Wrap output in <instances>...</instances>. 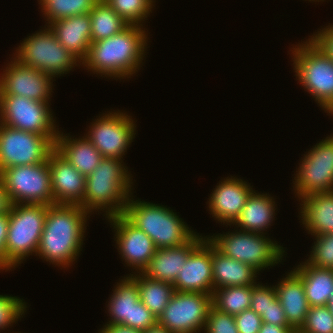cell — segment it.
<instances>
[{"mask_svg":"<svg viewBox=\"0 0 333 333\" xmlns=\"http://www.w3.org/2000/svg\"><path fill=\"white\" fill-rule=\"evenodd\" d=\"M87 215L80 205H48L36 255L55 266H71L82 250Z\"/></svg>","mask_w":333,"mask_h":333,"instance_id":"1","label":"cell"},{"mask_svg":"<svg viewBox=\"0 0 333 333\" xmlns=\"http://www.w3.org/2000/svg\"><path fill=\"white\" fill-rule=\"evenodd\" d=\"M142 28L128 25L114 36L92 42L81 64L97 75L130 78L140 69L146 53L148 35Z\"/></svg>","mask_w":333,"mask_h":333,"instance_id":"2","label":"cell"},{"mask_svg":"<svg viewBox=\"0 0 333 333\" xmlns=\"http://www.w3.org/2000/svg\"><path fill=\"white\" fill-rule=\"evenodd\" d=\"M122 162L117 158L103 157L86 176L85 195L80 206L89 214L99 209L106 212V218L124 213L132 195L133 182Z\"/></svg>","mask_w":333,"mask_h":333,"instance_id":"3","label":"cell"},{"mask_svg":"<svg viewBox=\"0 0 333 333\" xmlns=\"http://www.w3.org/2000/svg\"><path fill=\"white\" fill-rule=\"evenodd\" d=\"M123 215L144 231L157 249L184 245L196 235L172 209L159 204L134 201L131 197Z\"/></svg>","mask_w":333,"mask_h":333,"instance_id":"4","label":"cell"},{"mask_svg":"<svg viewBox=\"0 0 333 333\" xmlns=\"http://www.w3.org/2000/svg\"><path fill=\"white\" fill-rule=\"evenodd\" d=\"M292 49L297 80L326 113L333 115V60L311 37Z\"/></svg>","mask_w":333,"mask_h":333,"instance_id":"5","label":"cell"},{"mask_svg":"<svg viewBox=\"0 0 333 333\" xmlns=\"http://www.w3.org/2000/svg\"><path fill=\"white\" fill-rule=\"evenodd\" d=\"M48 205L13 204L5 243V260L15 268L25 257L37 253Z\"/></svg>","mask_w":333,"mask_h":333,"instance_id":"6","label":"cell"},{"mask_svg":"<svg viewBox=\"0 0 333 333\" xmlns=\"http://www.w3.org/2000/svg\"><path fill=\"white\" fill-rule=\"evenodd\" d=\"M236 231L206 236V238L219 252L250 265L258 273L263 268L268 267L269 269V266H275L283 260L284 248L269 239L268 236L265 237V234Z\"/></svg>","mask_w":333,"mask_h":333,"instance_id":"7","label":"cell"},{"mask_svg":"<svg viewBox=\"0 0 333 333\" xmlns=\"http://www.w3.org/2000/svg\"><path fill=\"white\" fill-rule=\"evenodd\" d=\"M16 51L14 58L21 64L54 78L69 73L79 63L81 65V61L57 40L49 25L24 39Z\"/></svg>","mask_w":333,"mask_h":333,"instance_id":"8","label":"cell"},{"mask_svg":"<svg viewBox=\"0 0 333 333\" xmlns=\"http://www.w3.org/2000/svg\"><path fill=\"white\" fill-rule=\"evenodd\" d=\"M0 178L13 204H54L48 160L8 167L0 173Z\"/></svg>","mask_w":333,"mask_h":333,"instance_id":"9","label":"cell"},{"mask_svg":"<svg viewBox=\"0 0 333 333\" xmlns=\"http://www.w3.org/2000/svg\"><path fill=\"white\" fill-rule=\"evenodd\" d=\"M49 102L18 95H0V124L49 137L54 143L59 131ZM2 119V120H1Z\"/></svg>","mask_w":333,"mask_h":333,"instance_id":"10","label":"cell"},{"mask_svg":"<svg viewBox=\"0 0 333 333\" xmlns=\"http://www.w3.org/2000/svg\"><path fill=\"white\" fill-rule=\"evenodd\" d=\"M55 149L45 135L0 124V173L8 167L44 163Z\"/></svg>","mask_w":333,"mask_h":333,"instance_id":"11","label":"cell"},{"mask_svg":"<svg viewBox=\"0 0 333 333\" xmlns=\"http://www.w3.org/2000/svg\"><path fill=\"white\" fill-rule=\"evenodd\" d=\"M300 163L293 181L299 199L333 191V134L311 148Z\"/></svg>","mask_w":333,"mask_h":333,"instance_id":"12","label":"cell"},{"mask_svg":"<svg viewBox=\"0 0 333 333\" xmlns=\"http://www.w3.org/2000/svg\"><path fill=\"white\" fill-rule=\"evenodd\" d=\"M212 306L211 294L175 291L157 323L172 333H199Z\"/></svg>","mask_w":333,"mask_h":333,"instance_id":"13","label":"cell"},{"mask_svg":"<svg viewBox=\"0 0 333 333\" xmlns=\"http://www.w3.org/2000/svg\"><path fill=\"white\" fill-rule=\"evenodd\" d=\"M135 123L125 112H109L91 123L88 135H84L102 157L122 160L135 138ZM122 158V159H121Z\"/></svg>","mask_w":333,"mask_h":333,"instance_id":"14","label":"cell"},{"mask_svg":"<svg viewBox=\"0 0 333 333\" xmlns=\"http://www.w3.org/2000/svg\"><path fill=\"white\" fill-rule=\"evenodd\" d=\"M113 290L108 302L111 317L106 325H124L141 332L157 324L156 316L140 301L137 281L123 277Z\"/></svg>","mask_w":333,"mask_h":333,"instance_id":"15","label":"cell"},{"mask_svg":"<svg viewBox=\"0 0 333 333\" xmlns=\"http://www.w3.org/2000/svg\"><path fill=\"white\" fill-rule=\"evenodd\" d=\"M1 74L0 95H18L39 102H48L50 99L53 90L51 75L25 66L16 58L8 63Z\"/></svg>","mask_w":333,"mask_h":333,"instance_id":"16","label":"cell"},{"mask_svg":"<svg viewBox=\"0 0 333 333\" xmlns=\"http://www.w3.org/2000/svg\"><path fill=\"white\" fill-rule=\"evenodd\" d=\"M107 220L115 229L117 249L125 264L138 273L143 272L157 249L153 240L123 214L111 216Z\"/></svg>","mask_w":333,"mask_h":333,"instance_id":"17","label":"cell"},{"mask_svg":"<svg viewBox=\"0 0 333 333\" xmlns=\"http://www.w3.org/2000/svg\"><path fill=\"white\" fill-rule=\"evenodd\" d=\"M173 287L178 292L213 294L212 244L207 238L190 253Z\"/></svg>","mask_w":333,"mask_h":333,"instance_id":"18","label":"cell"},{"mask_svg":"<svg viewBox=\"0 0 333 333\" xmlns=\"http://www.w3.org/2000/svg\"><path fill=\"white\" fill-rule=\"evenodd\" d=\"M48 165L54 204L80 205L85 195L86 176L55 149L48 156Z\"/></svg>","mask_w":333,"mask_h":333,"instance_id":"19","label":"cell"},{"mask_svg":"<svg viewBox=\"0 0 333 333\" xmlns=\"http://www.w3.org/2000/svg\"><path fill=\"white\" fill-rule=\"evenodd\" d=\"M220 182L212 191L207 203L212 217L223 225L226 223L230 226L239 217L254 190L246 181L233 176Z\"/></svg>","mask_w":333,"mask_h":333,"instance_id":"20","label":"cell"},{"mask_svg":"<svg viewBox=\"0 0 333 333\" xmlns=\"http://www.w3.org/2000/svg\"><path fill=\"white\" fill-rule=\"evenodd\" d=\"M196 234L189 242L175 247L156 249L143 274L157 281L174 284L190 253L205 239Z\"/></svg>","mask_w":333,"mask_h":333,"instance_id":"21","label":"cell"},{"mask_svg":"<svg viewBox=\"0 0 333 333\" xmlns=\"http://www.w3.org/2000/svg\"><path fill=\"white\" fill-rule=\"evenodd\" d=\"M49 27L69 52L81 62L86 58L92 43L89 13L56 20L51 22Z\"/></svg>","mask_w":333,"mask_h":333,"instance_id":"22","label":"cell"},{"mask_svg":"<svg viewBox=\"0 0 333 333\" xmlns=\"http://www.w3.org/2000/svg\"><path fill=\"white\" fill-rule=\"evenodd\" d=\"M279 283V284H278ZM275 285L288 325L297 333L306 321L309 305L300 276L293 270Z\"/></svg>","mask_w":333,"mask_h":333,"instance_id":"23","label":"cell"},{"mask_svg":"<svg viewBox=\"0 0 333 333\" xmlns=\"http://www.w3.org/2000/svg\"><path fill=\"white\" fill-rule=\"evenodd\" d=\"M301 200L302 224L313 236L333 232V191L315 193Z\"/></svg>","mask_w":333,"mask_h":333,"instance_id":"24","label":"cell"},{"mask_svg":"<svg viewBox=\"0 0 333 333\" xmlns=\"http://www.w3.org/2000/svg\"><path fill=\"white\" fill-rule=\"evenodd\" d=\"M212 273L214 289L254 285L258 274L250 265L225 256L213 245Z\"/></svg>","mask_w":333,"mask_h":333,"instance_id":"25","label":"cell"},{"mask_svg":"<svg viewBox=\"0 0 333 333\" xmlns=\"http://www.w3.org/2000/svg\"><path fill=\"white\" fill-rule=\"evenodd\" d=\"M59 132L55 150L82 175L88 176L103 158L97 148L85 137L71 138Z\"/></svg>","mask_w":333,"mask_h":333,"instance_id":"26","label":"cell"},{"mask_svg":"<svg viewBox=\"0 0 333 333\" xmlns=\"http://www.w3.org/2000/svg\"><path fill=\"white\" fill-rule=\"evenodd\" d=\"M268 195L253 191L233 225H238L239 230L265 234L263 231L269 228L276 214L274 198Z\"/></svg>","mask_w":333,"mask_h":333,"instance_id":"27","label":"cell"},{"mask_svg":"<svg viewBox=\"0 0 333 333\" xmlns=\"http://www.w3.org/2000/svg\"><path fill=\"white\" fill-rule=\"evenodd\" d=\"M293 270L301 278L309 307L327 305L333 292V270L306 262Z\"/></svg>","mask_w":333,"mask_h":333,"instance_id":"28","label":"cell"},{"mask_svg":"<svg viewBox=\"0 0 333 333\" xmlns=\"http://www.w3.org/2000/svg\"><path fill=\"white\" fill-rule=\"evenodd\" d=\"M130 275L137 281L140 301L156 316L163 313L175 293L173 284L147 277L142 272Z\"/></svg>","mask_w":333,"mask_h":333,"instance_id":"29","label":"cell"},{"mask_svg":"<svg viewBox=\"0 0 333 333\" xmlns=\"http://www.w3.org/2000/svg\"><path fill=\"white\" fill-rule=\"evenodd\" d=\"M89 16L92 42L114 36L129 25L104 0L94 4Z\"/></svg>","mask_w":333,"mask_h":333,"instance_id":"30","label":"cell"},{"mask_svg":"<svg viewBox=\"0 0 333 333\" xmlns=\"http://www.w3.org/2000/svg\"><path fill=\"white\" fill-rule=\"evenodd\" d=\"M251 294L252 285L217 288L212 294V305L218 311L235 316L250 308Z\"/></svg>","mask_w":333,"mask_h":333,"instance_id":"31","label":"cell"},{"mask_svg":"<svg viewBox=\"0 0 333 333\" xmlns=\"http://www.w3.org/2000/svg\"><path fill=\"white\" fill-rule=\"evenodd\" d=\"M98 0H39L48 25L56 20L89 13Z\"/></svg>","mask_w":333,"mask_h":333,"instance_id":"32","label":"cell"},{"mask_svg":"<svg viewBox=\"0 0 333 333\" xmlns=\"http://www.w3.org/2000/svg\"><path fill=\"white\" fill-rule=\"evenodd\" d=\"M129 25L143 26L154 0H104ZM146 18V19H145ZM142 21V22H141Z\"/></svg>","mask_w":333,"mask_h":333,"instance_id":"33","label":"cell"},{"mask_svg":"<svg viewBox=\"0 0 333 333\" xmlns=\"http://www.w3.org/2000/svg\"><path fill=\"white\" fill-rule=\"evenodd\" d=\"M297 333H333V314L327 305L309 307L306 321Z\"/></svg>","mask_w":333,"mask_h":333,"instance_id":"34","label":"cell"},{"mask_svg":"<svg viewBox=\"0 0 333 333\" xmlns=\"http://www.w3.org/2000/svg\"><path fill=\"white\" fill-rule=\"evenodd\" d=\"M316 238L309 258V265L333 270V232L314 236Z\"/></svg>","mask_w":333,"mask_h":333,"instance_id":"35","label":"cell"},{"mask_svg":"<svg viewBox=\"0 0 333 333\" xmlns=\"http://www.w3.org/2000/svg\"><path fill=\"white\" fill-rule=\"evenodd\" d=\"M27 305L23 299L8 295H0V329L12 326L25 314ZM6 327V328H5Z\"/></svg>","mask_w":333,"mask_h":333,"instance_id":"36","label":"cell"},{"mask_svg":"<svg viewBox=\"0 0 333 333\" xmlns=\"http://www.w3.org/2000/svg\"><path fill=\"white\" fill-rule=\"evenodd\" d=\"M206 333H239L233 315L218 311L213 306L207 316Z\"/></svg>","mask_w":333,"mask_h":333,"instance_id":"37","label":"cell"},{"mask_svg":"<svg viewBox=\"0 0 333 333\" xmlns=\"http://www.w3.org/2000/svg\"><path fill=\"white\" fill-rule=\"evenodd\" d=\"M277 297L275 286H267L257 284L252 285L251 304L250 309L255 311L258 315H262L271 301Z\"/></svg>","mask_w":333,"mask_h":333,"instance_id":"38","label":"cell"},{"mask_svg":"<svg viewBox=\"0 0 333 333\" xmlns=\"http://www.w3.org/2000/svg\"><path fill=\"white\" fill-rule=\"evenodd\" d=\"M239 333H258L262 326V318L252 309H246L234 316Z\"/></svg>","mask_w":333,"mask_h":333,"instance_id":"39","label":"cell"},{"mask_svg":"<svg viewBox=\"0 0 333 333\" xmlns=\"http://www.w3.org/2000/svg\"><path fill=\"white\" fill-rule=\"evenodd\" d=\"M262 322L277 326H289L286 314L281 306L278 297L271 301L268 308L261 315Z\"/></svg>","mask_w":333,"mask_h":333,"instance_id":"40","label":"cell"},{"mask_svg":"<svg viewBox=\"0 0 333 333\" xmlns=\"http://www.w3.org/2000/svg\"><path fill=\"white\" fill-rule=\"evenodd\" d=\"M313 36V37H312ZM311 38L333 60V25H328L313 34Z\"/></svg>","mask_w":333,"mask_h":333,"instance_id":"41","label":"cell"},{"mask_svg":"<svg viewBox=\"0 0 333 333\" xmlns=\"http://www.w3.org/2000/svg\"><path fill=\"white\" fill-rule=\"evenodd\" d=\"M8 224H9V213L0 214V270H11V266L5 260V243L7 239L8 232Z\"/></svg>","mask_w":333,"mask_h":333,"instance_id":"42","label":"cell"},{"mask_svg":"<svg viewBox=\"0 0 333 333\" xmlns=\"http://www.w3.org/2000/svg\"><path fill=\"white\" fill-rule=\"evenodd\" d=\"M12 200L6 191L4 183L0 178V214H7L12 208Z\"/></svg>","mask_w":333,"mask_h":333,"instance_id":"43","label":"cell"},{"mask_svg":"<svg viewBox=\"0 0 333 333\" xmlns=\"http://www.w3.org/2000/svg\"><path fill=\"white\" fill-rule=\"evenodd\" d=\"M258 333H296L290 326H277L269 323H262Z\"/></svg>","mask_w":333,"mask_h":333,"instance_id":"44","label":"cell"},{"mask_svg":"<svg viewBox=\"0 0 333 333\" xmlns=\"http://www.w3.org/2000/svg\"><path fill=\"white\" fill-rule=\"evenodd\" d=\"M102 330L98 333H143L134 328L124 326V325H104Z\"/></svg>","mask_w":333,"mask_h":333,"instance_id":"45","label":"cell"},{"mask_svg":"<svg viewBox=\"0 0 333 333\" xmlns=\"http://www.w3.org/2000/svg\"><path fill=\"white\" fill-rule=\"evenodd\" d=\"M143 333H172V332H170L168 329L164 328L163 326L157 323L151 328L145 330Z\"/></svg>","mask_w":333,"mask_h":333,"instance_id":"46","label":"cell"},{"mask_svg":"<svg viewBox=\"0 0 333 333\" xmlns=\"http://www.w3.org/2000/svg\"><path fill=\"white\" fill-rule=\"evenodd\" d=\"M327 307L329 308V310L331 311V313L333 314V292L332 295L328 301Z\"/></svg>","mask_w":333,"mask_h":333,"instance_id":"47","label":"cell"},{"mask_svg":"<svg viewBox=\"0 0 333 333\" xmlns=\"http://www.w3.org/2000/svg\"><path fill=\"white\" fill-rule=\"evenodd\" d=\"M309 1H315V2L317 1V2H319V0H309ZM320 1H324V0H320Z\"/></svg>","mask_w":333,"mask_h":333,"instance_id":"48","label":"cell"}]
</instances>
